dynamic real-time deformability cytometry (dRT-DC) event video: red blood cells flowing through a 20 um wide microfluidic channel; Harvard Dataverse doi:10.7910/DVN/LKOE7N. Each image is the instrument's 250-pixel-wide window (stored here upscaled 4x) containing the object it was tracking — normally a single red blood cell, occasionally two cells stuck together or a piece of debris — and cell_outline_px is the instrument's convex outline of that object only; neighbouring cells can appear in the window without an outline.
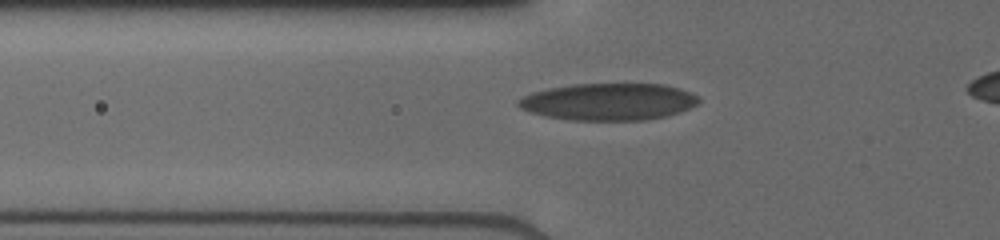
{"species": "human", "species_latin": "Homo sapiens", "temperature_condition": "cold", "stored_images_in_passage": 25, "camera_frame_rate_fps": 3000, "um_per_image_px": 0.085, "donor": {"sex": "male"}, "frame": {"image": 1, "passage_image": 3, "time_ms": 1.0, "image_size_px": [1000, 240], "cell_outline_px": [[700, 100], [696, 104], [680, 112], [664, 116], [644, 120], [572, 120], [544, 116], [520, 108], [516, 104], [516, 100], [532, 92], [548, 88], [572, 84], [664, 84], [688, 92], [696, 96]], "centroid_in_image_um": [51.67, 8.65], "position_along_channel_um": 74.1, "area_um2": 38.67}}
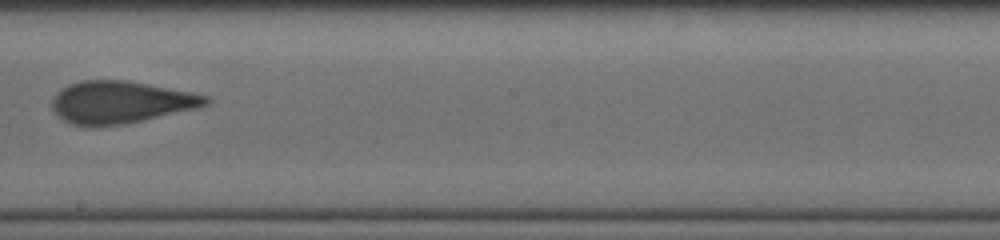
{"frame": {"image": 2, "passage_image": 12, "time_ms": 5.0, "image_size_px": [1000, 240], "cell_outline_px": [[212, 100], [208, 104], [196, 108], [124, 124], [92, 128], [72, 124], [64, 120], [52, 108], [52, 96], [60, 88], [68, 84], [80, 80], [124, 80], [188, 92], [208, 96]], "centroid_in_image_um": [10.17, 8.7], "position_along_channel_um": 238.0, "area_um2": 37.74}}
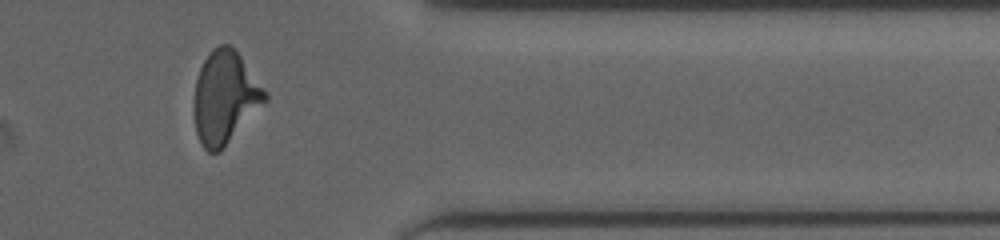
{"frame": {"image": 3, "passage_image": 21, "time_ms": 9.0, "image_size_px": [1000, 240], "cell_outline_px": [[268, 100], [220, 152], [208, 152], [200, 144], [196, 132], [192, 108], [196, 80], [200, 68], [204, 60], [212, 48], [220, 44], [228, 44], [240, 56], [268, 92]], "centroid_in_image_um": [19.11, 8.31], "position_along_channel_um": 392.3, "area_um2": 38.55}}